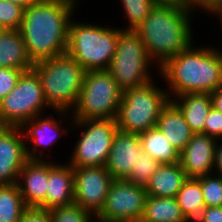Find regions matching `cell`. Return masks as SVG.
<instances>
[{
  "instance_id": "6da1fadb",
  "label": "cell",
  "mask_w": 222,
  "mask_h": 222,
  "mask_svg": "<svg viewBox=\"0 0 222 222\" xmlns=\"http://www.w3.org/2000/svg\"><path fill=\"white\" fill-rule=\"evenodd\" d=\"M79 0H39L24 9L19 29L32 63L66 53L71 18Z\"/></svg>"
},
{
  "instance_id": "7a4b0ae2",
  "label": "cell",
  "mask_w": 222,
  "mask_h": 222,
  "mask_svg": "<svg viewBox=\"0 0 222 222\" xmlns=\"http://www.w3.org/2000/svg\"><path fill=\"white\" fill-rule=\"evenodd\" d=\"M192 43L159 68L171 100L186 93H211L222 86V55L213 44ZM210 45V46H209ZM169 89V90H168Z\"/></svg>"
},
{
  "instance_id": "3957f363",
  "label": "cell",
  "mask_w": 222,
  "mask_h": 222,
  "mask_svg": "<svg viewBox=\"0 0 222 222\" xmlns=\"http://www.w3.org/2000/svg\"><path fill=\"white\" fill-rule=\"evenodd\" d=\"M194 15L189 8L155 5L136 30L149 58L159 68L194 43ZM192 22V23H191Z\"/></svg>"
},
{
  "instance_id": "277c9868",
  "label": "cell",
  "mask_w": 222,
  "mask_h": 222,
  "mask_svg": "<svg viewBox=\"0 0 222 222\" xmlns=\"http://www.w3.org/2000/svg\"><path fill=\"white\" fill-rule=\"evenodd\" d=\"M33 69L39 75L48 106L52 110L71 112L86 70L67 53L34 63Z\"/></svg>"
},
{
  "instance_id": "5b68a950",
  "label": "cell",
  "mask_w": 222,
  "mask_h": 222,
  "mask_svg": "<svg viewBox=\"0 0 222 222\" xmlns=\"http://www.w3.org/2000/svg\"><path fill=\"white\" fill-rule=\"evenodd\" d=\"M71 18L66 53L86 71L107 70L116 51L121 28L74 21Z\"/></svg>"
},
{
  "instance_id": "8992f818",
  "label": "cell",
  "mask_w": 222,
  "mask_h": 222,
  "mask_svg": "<svg viewBox=\"0 0 222 222\" xmlns=\"http://www.w3.org/2000/svg\"><path fill=\"white\" fill-rule=\"evenodd\" d=\"M154 81L123 91L116 117L118 130L139 134L156 127L160 112L170 99L167 90Z\"/></svg>"
},
{
  "instance_id": "52a82bcc",
  "label": "cell",
  "mask_w": 222,
  "mask_h": 222,
  "mask_svg": "<svg viewBox=\"0 0 222 222\" xmlns=\"http://www.w3.org/2000/svg\"><path fill=\"white\" fill-rule=\"evenodd\" d=\"M123 91L107 70L85 72L73 120L116 119Z\"/></svg>"
},
{
  "instance_id": "ba28073f",
  "label": "cell",
  "mask_w": 222,
  "mask_h": 222,
  "mask_svg": "<svg viewBox=\"0 0 222 222\" xmlns=\"http://www.w3.org/2000/svg\"><path fill=\"white\" fill-rule=\"evenodd\" d=\"M156 66L146 52L145 44L136 31L119 34L116 51L107 71L122 91L153 81L152 68ZM151 69V70H150Z\"/></svg>"
},
{
  "instance_id": "9c48e42d",
  "label": "cell",
  "mask_w": 222,
  "mask_h": 222,
  "mask_svg": "<svg viewBox=\"0 0 222 222\" xmlns=\"http://www.w3.org/2000/svg\"><path fill=\"white\" fill-rule=\"evenodd\" d=\"M69 124V129H78L80 135L67 162L72 167L105 166L118 130L116 119L73 120L71 116Z\"/></svg>"
},
{
  "instance_id": "30bf717a",
  "label": "cell",
  "mask_w": 222,
  "mask_h": 222,
  "mask_svg": "<svg viewBox=\"0 0 222 222\" xmlns=\"http://www.w3.org/2000/svg\"><path fill=\"white\" fill-rule=\"evenodd\" d=\"M49 109L37 72L23 71L15 88L0 101V126L21 127Z\"/></svg>"
},
{
  "instance_id": "8fae6325",
  "label": "cell",
  "mask_w": 222,
  "mask_h": 222,
  "mask_svg": "<svg viewBox=\"0 0 222 222\" xmlns=\"http://www.w3.org/2000/svg\"><path fill=\"white\" fill-rule=\"evenodd\" d=\"M52 112L56 113L57 119L54 118L53 113H48V115L45 116L42 114L29 121H26L21 126L25 139L26 156L28 159H51L49 157H52V154L49 153L50 155L47 156L46 149L48 152H50L53 149L54 144L58 143V139H60L62 135H69L70 130H68V125H64L63 123L68 121L67 119L69 116H71V113L62 110H52Z\"/></svg>"
},
{
  "instance_id": "7c38bea8",
  "label": "cell",
  "mask_w": 222,
  "mask_h": 222,
  "mask_svg": "<svg viewBox=\"0 0 222 222\" xmlns=\"http://www.w3.org/2000/svg\"><path fill=\"white\" fill-rule=\"evenodd\" d=\"M145 187L126 179H114L109 187L104 207L96 215V222H125L144 214Z\"/></svg>"
},
{
  "instance_id": "4fadbf2b",
  "label": "cell",
  "mask_w": 222,
  "mask_h": 222,
  "mask_svg": "<svg viewBox=\"0 0 222 222\" xmlns=\"http://www.w3.org/2000/svg\"><path fill=\"white\" fill-rule=\"evenodd\" d=\"M73 173L74 203L96 216L114 179L104 166L73 167Z\"/></svg>"
},
{
  "instance_id": "5bb4252c",
  "label": "cell",
  "mask_w": 222,
  "mask_h": 222,
  "mask_svg": "<svg viewBox=\"0 0 222 222\" xmlns=\"http://www.w3.org/2000/svg\"><path fill=\"white\" fill-rule=\"evenodd\" d=\"M27 160L22 128L0 126V185L17 184Z\"/></svg>"
},
{
  "instance_id": "9a60e30c",
  "label": "cell",
  "mask_w": 222,
  "mask_h": 222,
  "mask_svg": "<svg viewBox=\"0 0 222 222\" xmlns=\"http://www.w3.org/2000/svg\"><path fill=\"white\" fill-rule=\"evenodd\" d=\"M217 140L203 133L193 134L180 152L179 164L188 178H198L214 173Z\"/></svg>"
},
{
  "instance_id": "2e32d148",
  "label": "cell",
  "mask_w": 222,
  "mask_h": 222,
  "mask_svg": "<svg viewBox=\"0 0 222 222\" xmlns=\"http://www.w3.org/2000/svg\"><path fill=\"white\" fill-rule=\"evenodd\" d=\"M141 149L138 134L117 130L104 167L113 179H126L135 167Z\"/></svg>"
},
{
  "instance_id": "e0dca14e",
  "label": "cell",
  "mask_w": 222,
  "mask_h": 222,
  "mask_svg": "<svg viewBox=\"0 0 222 222\" xmlns=\"http://www.w3.org/2000/svg\"><path fill=\"white\" fill-rule=\"evenodd\" d=\"M74 203V173L68 163L48 160V182L45 201L38 207L48 210Z\"/></svg>"
},
{
  "instance_id": "ac0fdd59",
  "label": "cell",
  "mask_w": 222,
  "mask_h": 222,
  "mask_svg": "<svg viewBox=\"0 0 222 222\" xmlns=\"http://www.w3.org/2000/svg\"><path fill=\"white\" fill-rule=\"evenodd\" d=\"M48 160L28 159L20 171L17 185L28 208H38L46 198Z\"/></svg>"
},
{
  "instance_id": "d6986e66",
  "label": "cell",
  "mask_w": 222,
  "mask_h": 222,
  "mask_svg": "<svg viewBox=\"0 0 222 222\" xmlns=\"http://www.w3.org/2000/svg\"><path fill=\"white\" fill-rule=\"evenodd\" d=\"M156 127L180 152L194 134L180 109L171 100L162 108Z\"/></svg>"
},
{
  "instance_id": "ffe728a7",
  "label": "cell",
  "mask_w": 222,
  "mask_h": 222,
  "mask_svg": "<svg viewBox=\"0 0 222 222\" xmlns=\"http://www.w3.org/2000/svg\"><path fill=\"white\" fill-rule=\"evenodd\" d=\"M187 178L179 163L160 164L145 187L146 193L156 197H176Z\"/></svg>"
},
{
  "instance_id": "44dd1931",
  "label": "cell",
  "mask_w": 222,
  "mask_h": 222,
  "mask_svg": "<svg viewBox=\"0 0 222 222\" xmlns=\"http://www.w3.org/2000/svg\"><path fill=\"white\" fill-rule=\"evenodd\" d=\"M171 101L180 109L194 134H204L205 119L212 107L209 93H186Z\"/></svg>"
},
{
  "instance_id": "7402d4cb",
  "label": "cell",
  "mask_w": 222,
  "mask_h": 222,
  "mask_svg": "<svg viewBox=\"0 0 222 222\" xmlns=\"http://www.w3.org/2000/svg\"><path fill=\"white\" fill-rule=\"evenodd\" d=\"M19 30L7 29L0 34V67L27 71L33 69Z\"/></svg>"
},
{
  "instance_id": "603a6c76",
  "label": "cell",
  "mask_w": 222,
  "mask_h": 222,
  "mask_svg": "<svg viewBox=\"0 0 222 222\" xmlns=\"http://www.w3.org/2000/svg\"><path fill=\"white\" fill-rule=\"evenodd\" d=\"M142 149L160 164H176L180 161V151L176 149L164 134L153 127L138 134Z\"/></svg>"
},
{
  "instance_id": "cb8c5ba5",
  "label": "cell",
  "mask_w": 222,
  "mask_h": 222,
  "mask_svg": "<svg viewBox=\"0 0 222 222\" xmlns=\"http://www.w3.org/2000/svg\"><path fill=\"white\" fill-rule=\"evenodd\" d=\"M143 217L151 222H191L182 214L175 197L147 195Z\"/></svg>"
},
{
  "instance_id": "d4e9b609",
  "label": "cell",
  "mask_w": 222,
  "mask_h": 222,
  "mask_svg": "<svg viewBox=\"0 0 222 222\" xmlns=\"http://www.w3.org/2000/svg\"><path fill=\"white\" fill-rule=\"evenodd\" d=\"M175 198L188 221L194 222L205 208L201 183L197 178H187Z\"/></svg>"
},
{
  "instance_id": "484cf974",
  "label": "cell",
  "mask_w": 222,
  "mask_h": 222,
  "mask_svg": "<svg viewBox=\"0 0 222 222\" xmlns=\"http://www.w3.org/2000/svg\"><path fill=\"white\" fill-rule=\"evenodd\" d=\"M27 209L17 184L0 185V222H19Z\"/></svg>"
},
{
  "instance_id": "4316f807",
  "label": "cell",
  "mask_w": 222,
  "mask_h": 222,
  "mask_svg": "<svg viewBox=\"0 0 222 222\" xmlns=\"http://www.w3.org/2000/svg\"><path fill=\"white\" fill-rule=\"evenodd\" d=\"M127 18V27H121L123 31H136L143 23L149 12L154 8L153 0H119Z\"/></svg>"
},
{
  "instance_id": "83f0119b",
  "label": "cell",
  "mask_w": 222,
  "mask_h": 222,
  "mask_svg": "<svg viewBox=\"0 0 222 222\" xmlns=\"http://www.w3.org/2000/svg\"><path fill=\"white\" fill-rule=\"evenodd\" d=\"M160 163L154 160L143 149L138 151V157L135 167H132L131 173L126 178L127 181L141 187H146L152 174L157 170Z\"/></svg>"
},
{
  "instance_id": "f1b7e54d",
  "label": "cell",
  "mask_w": 222,
  "mask_h": 222,
  "mask_svg": "<svg viewBox=\"0 0 222 222\" xmlns=\"http://www.w3.org/2000/svg\"><path fill=\"white\" fill-rule=\"evenodd\" d=\"M52 222H96V216L78 204L54 208L49 211Z\"/></svg>"
},
{
  "instance_id": "f546056e",
  "label": "cell",
  "mask_w": 222,
  "mask_h": 222,
  "mask_svg": "<svg viewBox=\"0 0 222 222\" xmlns=\"http://www.w3.org/2000/svg\"><path fill=\"white\" fill-rule=\"evenodd\" d=\"M197 179L201 183L205 207L222 206V176L212 173Z\"/></svg>"
},
{
  "instance_id": "4dcf8cb0",
  "label": "cell",
  "mask_w": 222,
  "mask_h": 222,
  "mask_svg": "<svg viewBox=\"0 0 222 222\" xmlns=\"http://www.w3.org/2000/svg\"><path fill=\"white\" fill-rule=\"evenodd\" d=\"M23 14V7L5 0H0V22L6 29L19 30L23 20Z\"/></svg>"
},
{
  "instance_id": "1f68e13d",
  "label": "cell",
  "mask_w": 222,
  "mask_h": 222,
  "mask_svg": "<svg viewBox=\"0 0 222 222\" xmlns=\"http://www.w3.org/2000/svg\"><path fill=\"white\" fill-rule=\"evenodd\" d=\"M22 72L21 69L0 67V101L15 88Z\"/></svg>"
},
{
  "instance_id": "d6a6232c",
  "label": "cell",
  "mask_w": 222,
  "mask_h": 222,
  "mask_svg": "<svg viewBox=\"0 0 222 222\" xmlns=\"http://www.w3.org/2000/svg\"><path fill=\"white\" fill-rule=\"evenodd\" d=\"M204 134H207L216 140L222 139V112L214 107H211L208 116L205 119Z\"/></svg>"
},
{
  "instance_id": "836d02e7",
  "label": "cell",
  "mask_w": 222,
  "mask_h": 222,
  "mask_svg": "<svg viewBox=\"0 0 222 222\" xmlns=\"http://www.w3.org/2000/svg\"><path fill=\"white\" fill-rule=\"evenodd\" d=\"M19 222H52L48 210L28 208Z\"/></svg>"
},
{
  "instance_id": "e575fe53",
  "label": "cell",
  "mask_w": 222,
  "mask_h": 222,
  "mask_svg": "<svg viewBox=\"0 0 222 222\" xmlns=\"http://www.w3.org/2000/svg\"><path fill=\"white\" fill-rule=\"evenodd\" d=\"M222 0H188V8L195 15V12L199 9L203 12L210 14L220 4Z\"/></svg>"
},
{
  "instance_id": "d590c367",
  "label": "cell",
  "mask_w": 222,
  "mask_h": 222,
  "mask_svg": "<svg viewBox=\"0 0 222 222\" xmlns=\"http://www.w3.org/2000/svg\"><path fill=\"white\" fill-rule=\"evenodd\" d=\"M194 222H222V206L205 207Z\"/></svg>"
},
{
  "instance_id": "8d00e7d4",
  "label": "cell",
  "mask_w": 222,
  "mask_h": 222,
  "mask_svg": "<svg viewBox=\"0 0 222 222\" xmlns=\"http://www.w3.org/2000/svg\"><path fill=\"white\" fill-rule=\"evenodd\" d=\"M214 173L222 176V139L217 140L214 158Z\"/></svg>"
},
{
  "instance_id": "74e56055",
  "label": "cell",
  "mask_w": 222,
  "mask_h": 222,
  "mask_svg": "<svg viewBox=\"0 0 222 222\" xmlns=\"http://www.w3.org/2000/svg\"><path fill=\"white\" fill-rule=\"evenodd\" d=\"M212 107L222 112V86L210 93Z\"/></svg>"
},
{
  "instance_id": "f35d334b",
  "label": "cell",
  "mask_w": 222,
  "mask_h": 222,
  "mask_svg": "<svg viewBox=\"0 0 222 222\" xmlns=\"http://www.w3.org/2000/svg\"><path fill=\"white\" fill-rule=\"evenodd\" d=\"M155 5L188 8V0H153Z\"/></svg>"
},
{
  "instance_id": "ab89813d",
  "label": "cell",
  "mask_w": 222,
  "mask_h": 222,
  "mask_svg": "<svg viewBox=\"0 0 222 222\" xmlns=\"http://www.w3.org/2000/svg\"><path fill=\"white\" fill-rule=\"evenodd\" d=\"M5 1L17 4L25 9L30 5L37 3L39 0H5Z\"/></svg>"
},
{
  "instance_id": "60d3db41",
  "label": "cell",
  "mask_w": 222,
  "mask_h": 222,
  "mask_svg": "<svg viewBox=\"0 0 222 222\" xmlns=\"http://www.w3.org/2000/svg\"><path fill=\"white\" fill-rule=\"evenodd\" d=\"M211 16H216V20L217 17L219 18V21L222 25V3L214 10L210 13Z\"/></svg>"
},
{
  "instance_id": "b9f144b4",
  "label": "cell",
  "mask_w": 222,
  "mask_h": 222,
  "mask_svg": "<svg viewBox=\"0 0 222 222\" xmlns=\"http://www.w3.org/2000/svg\"><path fill=\"white\" fill-rule=\"evenodd\" d=\"M125 222H151L149 220H146L143 216L142 217H138V218H134L132 220H128Z\"/></svg>"
},
{
  "instance_id": "7bdbcfd3",
  "label": "cell",
  "mask_w": 222,
  "mask_h": 222,
  "mask_svg": "<svg viewBox=\"0 0 222 222\" xmlns=\"http://www.w3.org/2000/svg\"><path fill=\"white\" fill-rule=\"evenodd\" d=\"M6 30V27L0 22V34L4 33Z\"/></svg>"
},
{
  "instance_id": "ee69618b",
  "label": "cell",
  "mask_w": 222,
  "mask_h": 222,
  "mask_svg": "<svg viewBox=\"0 0 222 222\" xmlns=\"http://www.w3.org/2000/svg\"><path fill=\"white\" fill-rule=\"evenodd\" d=\"M220 48H221V49H220ZM220 48H219V51H220V53H221V55H222V47H220Z\"/></svg>"
}]
</instances>
